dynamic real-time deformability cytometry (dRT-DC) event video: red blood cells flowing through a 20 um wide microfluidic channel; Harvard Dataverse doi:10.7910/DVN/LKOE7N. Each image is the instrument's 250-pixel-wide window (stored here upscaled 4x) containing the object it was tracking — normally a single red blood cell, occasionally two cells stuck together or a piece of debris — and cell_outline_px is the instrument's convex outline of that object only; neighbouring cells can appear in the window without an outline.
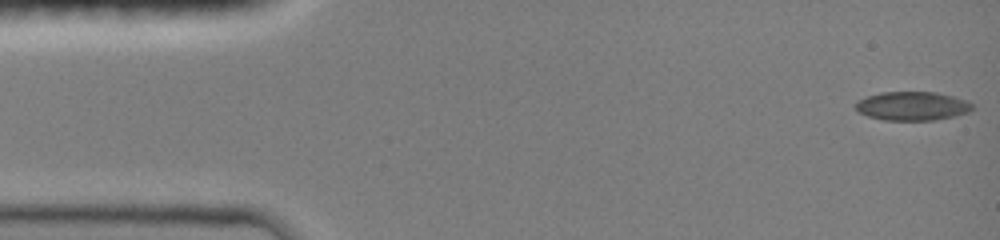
{"species": "common noctule bat (a hibernating species)", "species_latin": "Nyctalus noctula", "temperature_condition": "room temperature", "stored_images_in_passage": 15, "camera_frame_rate_fps": 3000, "um_per_image_px": 0.085, "animal": {"sex": "female", "body_mass_g": 19.0, "forearm_length_mm": 51.5}, "frame": {"image": 1, "passage_image": 1, "time_ms": 0.0, "image_size_px": [1000, 240], "cell_outline_px": [[972, 108], [968, 112], [956, 116], [932, 120], [884, 120], [868, 116], [860, 112], [856, 108], [856, 104], [860, 100], [868, 96], [880, 92], [936, 92], [952, 96], [964, 100], [972, 104]], "centroid_in_image_um": [77.55, 9.01], "position_along_channel_um": 7.4, "area_um2": 19.31}}
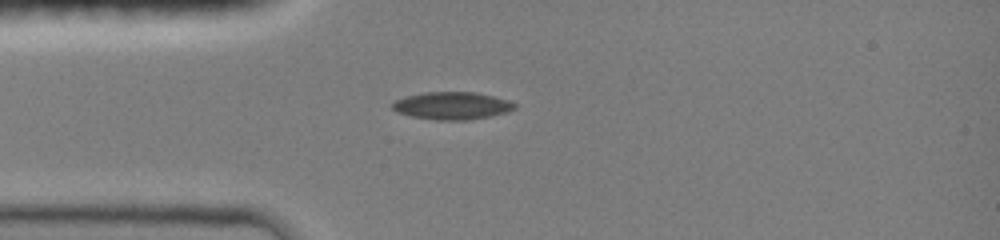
{"frame": {"image": 2, "passage_image": 11, "time_ms": 3.333, "image_size_px": [1000, 240], "cell_outline_px": [[516, 108], [508, 112], [468, 120], [436, 120], [412, 116], [396, 112], [392, 108], [392, 104], [396, 100], [404, 96], [424, 92], [476, 92], [508, 100], [516, 104]], "centroid_in_image_um": [38.41, 8.98], "position_along_channel_um": 46.6, "area_um2": 19.59}}
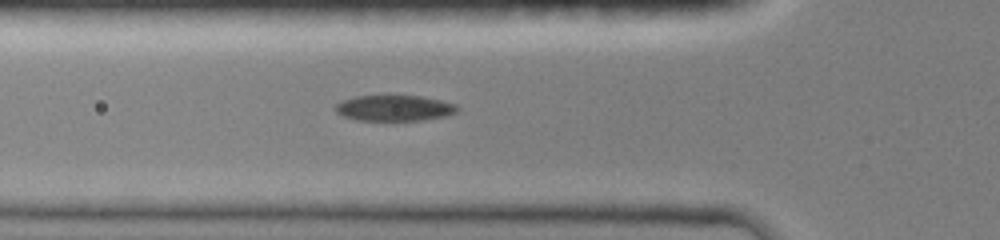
{"frame": {"image": 3, "passage_image": 15, "time_ms": 4.667, "image_size_px": [1000, 240], "cell_outline_px": [[460, 108], [456, 112], [448, 116], [424, 120], [356, 120], [344, 116], [336, 112], [336, 104], [344, 100], [356, 96], [420, 96], [440, 100], [456, 104]], "centroid_in_image_um": [33.57, 9.19], "position_along_channel_um": 92.2, "area_um2": 18.21}}